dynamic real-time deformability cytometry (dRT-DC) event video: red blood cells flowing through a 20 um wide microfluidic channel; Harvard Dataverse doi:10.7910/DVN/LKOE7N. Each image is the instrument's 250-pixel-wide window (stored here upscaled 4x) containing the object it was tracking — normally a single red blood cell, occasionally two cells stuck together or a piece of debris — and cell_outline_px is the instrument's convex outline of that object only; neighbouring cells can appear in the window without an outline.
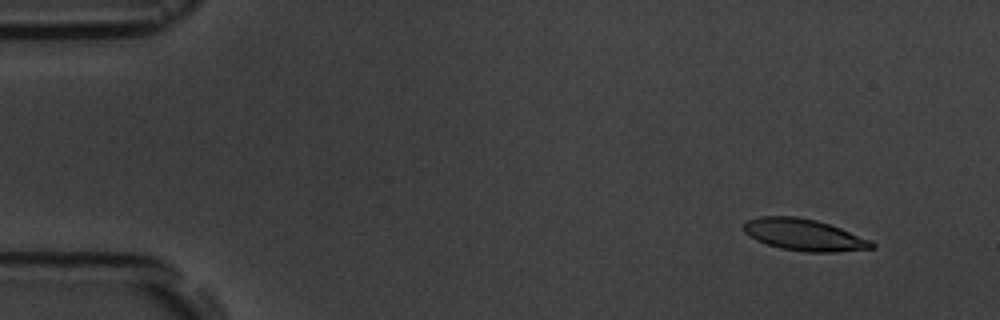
{"species": "common noctule bat (a hibernating species)", "species_latin": "Nyctalus noctula", "temperature_condition": "room temperature", "stored_images_in_passage": 4, "camera_frame_rate_fps": 3000, "um_per_image_px": 0.085, "animal": {"sex": "male", "body_mass_g": 19.5, "forearm_length_mm": 54.6}, "frame": {"image": 1, "passage_image": 1, "time_ms": 0.0, "image_size_px": [1000, 320], "cell_outline_px": [[876, 248], [836, 252], [808, 252], [780, 248], [756, 240], [744, 232], [744, 220], [760, 216], [796, 216], [816, 220], [840, 228], [872, 240], [876, 244]], "centroid_in_image_um": [68.36, 19.96], "position_along_channel_um": 16.6, "area_um2": 23.76}}
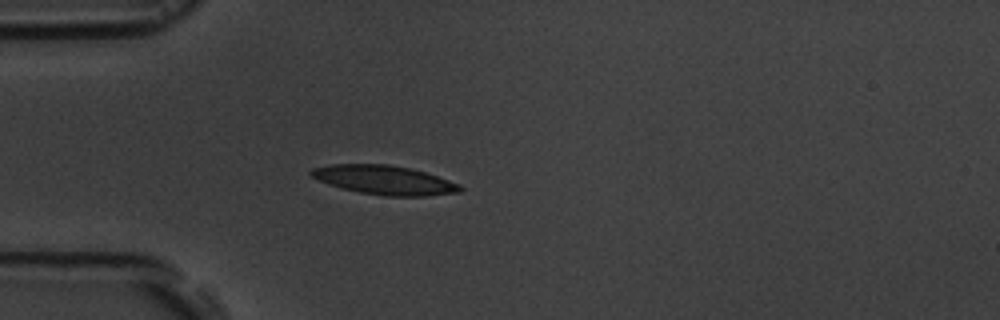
{"frame": {"image": 2, "passage_image": 4, "time_ms": 3.667, "image_size_px": [1000, 320], "cell_outline_px": [[464, 188], [460, 192], [424, 196], [384, 196], [360, 192], [328, 184], [312, 176], [308, 172], [312, 168], [332, 164], [388, 164], [408, 168], [424, 172], [460, 184]], "centroid_in_image_um": [32.67, 15.3], "position_along_channel_um": 52.3, "area_um2": 24.97}}